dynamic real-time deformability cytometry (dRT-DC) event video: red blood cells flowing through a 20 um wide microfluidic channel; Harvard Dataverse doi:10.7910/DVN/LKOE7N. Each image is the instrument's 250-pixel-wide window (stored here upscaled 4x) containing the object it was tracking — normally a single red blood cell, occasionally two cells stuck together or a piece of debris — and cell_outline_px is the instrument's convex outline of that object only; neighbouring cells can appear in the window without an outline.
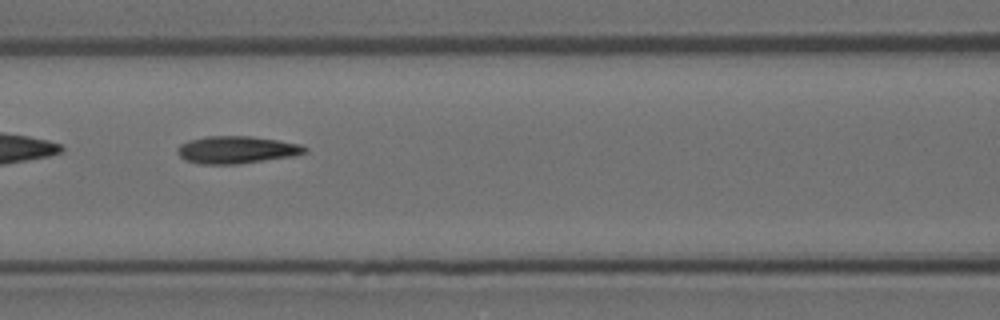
{"species": "Egyptian fruit bat (a non-hibernating species)", "species_latin": "Rousettus aegyptiacus", "temperature_condition": "room temperature", "stored_images_in_passage": 13, "camera_frame_rate_fps": 3000, "um_per_image_px": 0.085, "animal": {"sex": "female"}, "frame": {"image": 1, "passage_image": 4, "time_ms": 1.0, "image_size_px": [1000, 320], "cell_outline_px": [[308, 152], [296, 156], [236, 164], [200, 164], [184, 160], [176, 152], [176, 148], [180, 144], [188, 140], [208, 136], [252, 136], [300, 144], [308, 148]], "centroid_in_image_um": [20.11, 12.73], "position_along_channel_um": 146.5, "area_um2": 20.52}}
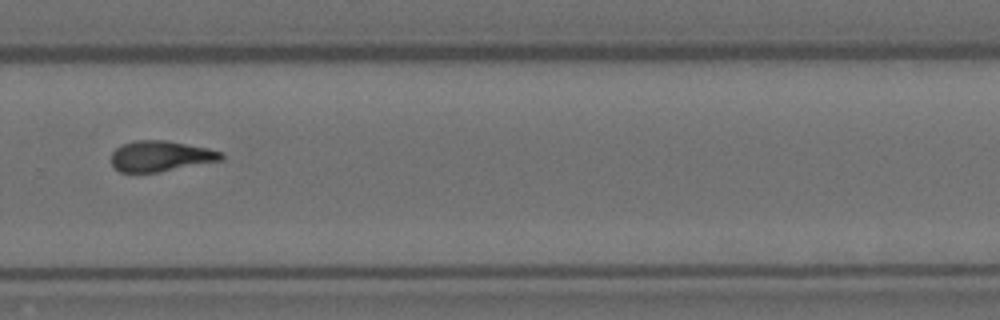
{"frame": {"image": 2, "passage_image": 8, "time_ms": 2.333, "image_size_px": [1000, 320], "cell_outline_px": [[224, 160], [160, 172], [120, 172], [112, 168], [112, 152], [116, 148], [124, 144], [136, 140], [164, 140], [208, 148], [224, 152]], "centroid_in_image_um": [13.68, 13.28], "position_along_channel_um": 316.1, "area_um2": 19.77}}
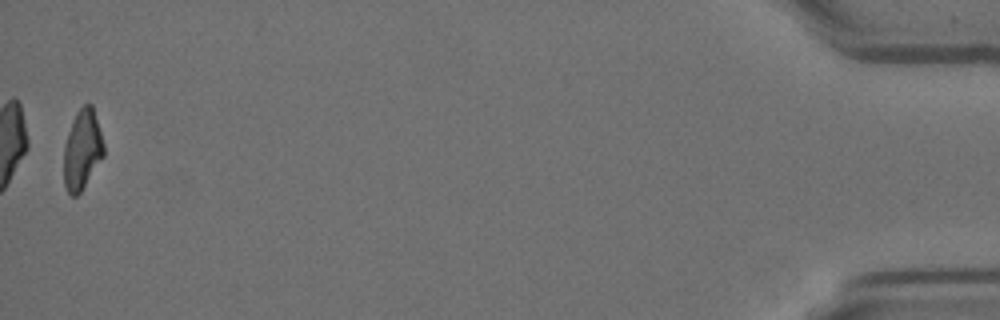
{"frame": {"image": 3, "passage_image": 13, "time_ms": 4.0, "image_size_px": [1000, 320], "cell_outline_px": [[104, 156], [80, 192], [76, 196], [72, 196], [68, 192], [64, 184], [64, 144], [68, 132], [76, 112], [84, 104], [92, 104], [104, 144]], "centroid_in_image_um": [6.99, 12.72], "position_along_channel_um": 428.2, "area_um2": 18.44}}